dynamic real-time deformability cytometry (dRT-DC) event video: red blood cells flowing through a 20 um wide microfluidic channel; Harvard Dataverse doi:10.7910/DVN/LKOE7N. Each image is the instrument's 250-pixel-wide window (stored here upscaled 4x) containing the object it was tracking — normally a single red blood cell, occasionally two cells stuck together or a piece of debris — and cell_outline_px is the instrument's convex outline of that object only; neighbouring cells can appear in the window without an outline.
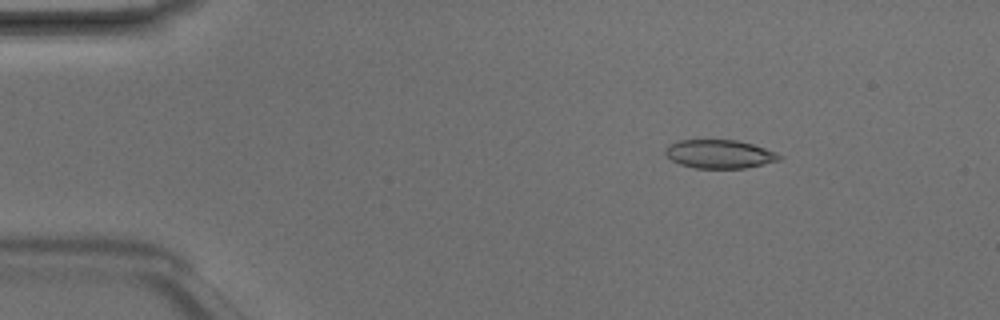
{"species": "Egyptian fruit bat (a non-hibernating species)", "species_latin": "Rousettus aegyptiacus", "temperature_condition": "room temperature", "stored_images_in_passage": 4, "camera_frame_rate_fps": 3000, "um_per_image_px": 0.085, "animal": {"sex": "male"}, "frame": {"image": 1, "passage_image": 2, "time_ms": 0.333, "image_size_px": [1000, 320], "cell_outline_px": [[784, 156], [780, 160], [744, 168], [696, 168], [680, 164], [672, 160], [664, 152], [668, 144], [680, 140], [736, 140], [752, 144], [776, 152]], "centroid_in_image_um": [61.16, 13.09], "position_along_channel_um": 23.8, "area_um2": 18.84}}
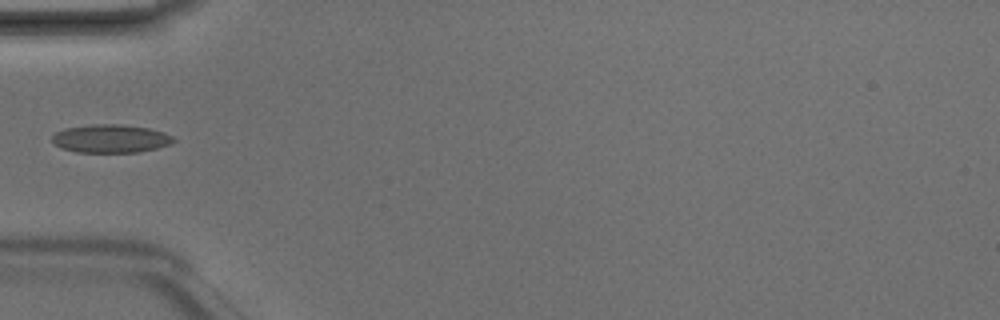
{"frame": {"image": 2, "passage_image": 4, "time_ms": 1.0, "image_size_px": [1000, 320], "cell_outline_px": [[176, 140], [172, 144], [156, 148], [136, 152], [76, 152], [60, 148], [52, 140], [52, 136], [56, 132], [64, 128], [92, 124], [120, 124], [148, 128], [164, 132], [172, 136]], "centroid_in_image_um": [9.4, 11.78], "position_along_channel_um": 75.6, "area_um2": 20.0}}